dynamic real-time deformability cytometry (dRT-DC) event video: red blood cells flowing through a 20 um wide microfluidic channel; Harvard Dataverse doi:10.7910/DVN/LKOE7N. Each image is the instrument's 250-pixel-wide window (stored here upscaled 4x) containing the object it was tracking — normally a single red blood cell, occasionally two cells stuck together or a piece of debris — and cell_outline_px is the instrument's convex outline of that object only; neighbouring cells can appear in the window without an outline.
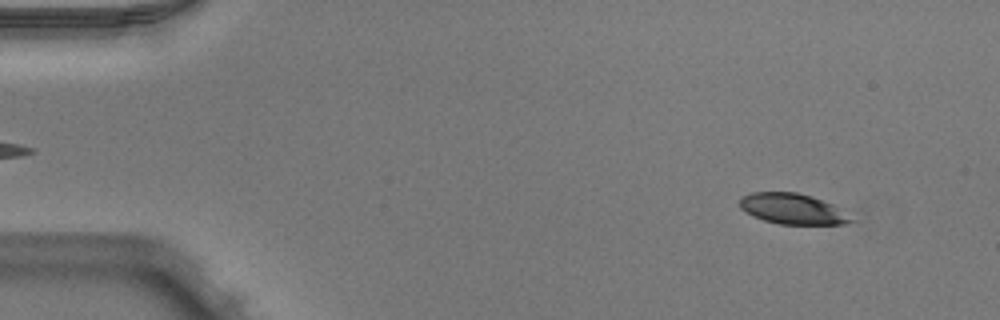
{"species": "Egyptian fruit bat (a non-hibernating species)", "species_latin": "Rousettus aegyptiacus", "temperature_condition": "warm", "stored_images_in_passage": 51, "camera_frame_rate_fps": 3000, "um_per_image_px": 0.085, "animal": {"sex": "male"}, "frame": {"image": 1, "passage_image": 5, "time_ms": 1.333, "image_size_px": [1000, 320], "cell_outline_px": [[856, 220], [848, 224], [780, 224], [764, 220], [752, 216], [744, 212], [740, 208], [740, 196], [752, 192], [796, 192], [812, 196], [832, 204]], "centroid_in_image_um": [67.34, 17.75], "position_along_channel_um": 17.7, "area_um2": 19.94}}
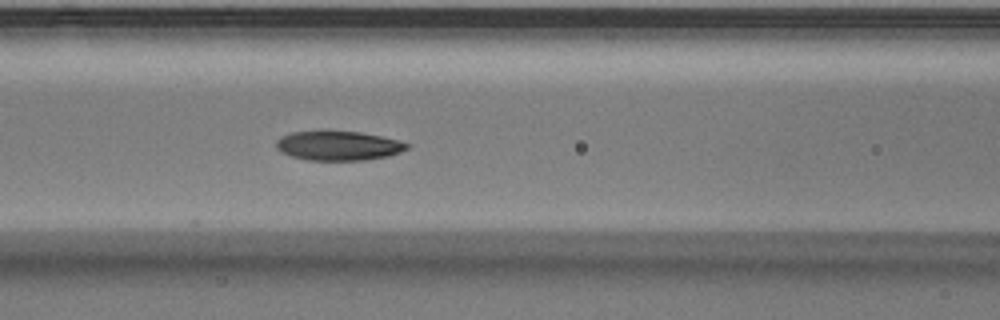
{"frame": {"image": 2, "passage_image": 22, "time_ms": 7.0, "image_size_px": [1000, 320], "cell_outline_px": [[412, 144], [408, 148], [400, 152], [388, 156], [364, 160], [308, 160], [292, 156], [280, 152], [276, 148], [276, 140], [280, 136], [292, 132], [320, 128], [328, 128], [360, 132], [400, 140]], "centroid_in_image_um": [28.72, 12.33], "position_along_channel_um": 137.9, "area_um2": 23.35}}
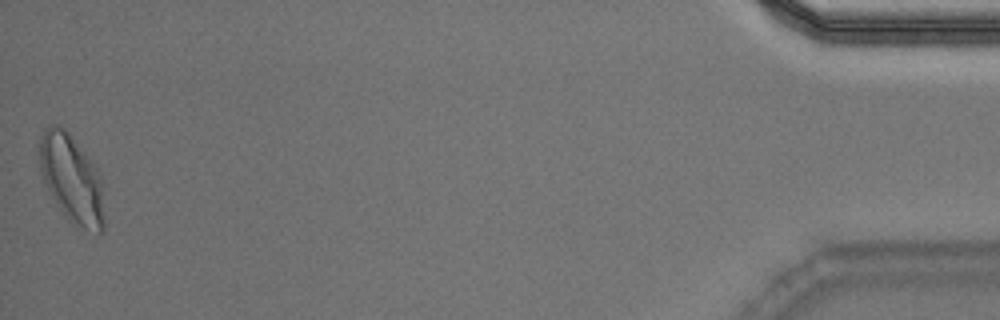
{"frame": {"image": 3, "passage_image": 51, "time_ms": 16.667, "image_size_px": [1000, 320], "cell_outline_px": [[104, 228], [100, 232], [84, 228], [72, 224], [68, 220], [56, 204], [40, 172], [40, 136], [44, 128], [48, 124], [60, 124], [68, 132], [100, 172], [104, 216]], "centroid_in_image_um": [6.08, 15.17], "position_along_channel_um": 429.1, "area_um2": 33.0}, "authors_computed_cell_mechanics": {"area_um2": 22.7732, "velocity_mm_per_s": 3.9593, "shape_relaxation_time_tau1_ms": 3.3868, "shape_relaxation_time_tau2_ms": 2.0511, "deformation_change_tau1": 0.141, "deformation_change_tau2": 0.0774}}